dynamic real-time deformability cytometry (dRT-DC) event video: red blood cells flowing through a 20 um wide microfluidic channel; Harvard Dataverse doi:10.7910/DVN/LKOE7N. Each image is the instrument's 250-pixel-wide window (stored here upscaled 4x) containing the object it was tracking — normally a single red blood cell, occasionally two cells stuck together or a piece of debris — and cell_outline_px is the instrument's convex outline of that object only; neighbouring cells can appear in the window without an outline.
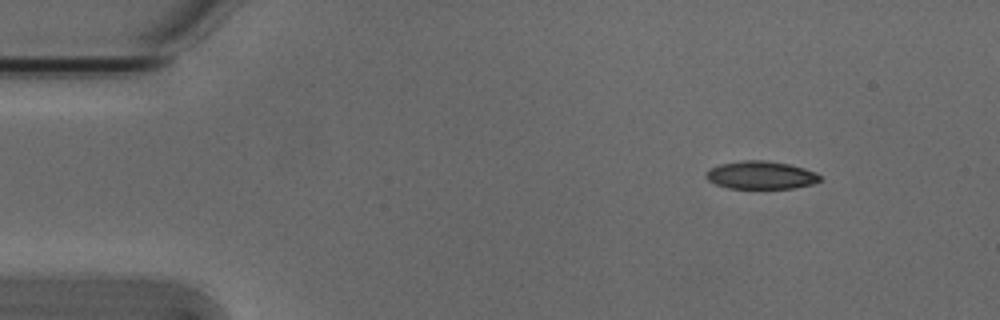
{"species": "Egyptian fruit bat (a non-hibernating species)", "species_latin": "Rousettus aegyptiacus", "temperature_condition": "cold", "stored_images_in_passage": 5, "camera_frame_rate_fps": 3000, "um_per_image_px": 0.085, "animal": {"sex": "male"}, "frame": {"image": 1, "passage_image": 1, "time_ms": 0.0, "image_size_px": [1000, 320], "cell_outline_px": [[820, 180], [812, 184], [792, 188], [728, 188], [716, 184], [708, 180], [704, 176], [712, 168], [720, 164], [744, 160], [764, 160], [788, 164], [804, 168], [816, 172], [820, 176]], "centroid_in_image_um": [64.68, 14.88], "position_along_channel_um": 20.3, "area_um2": 18.32}}
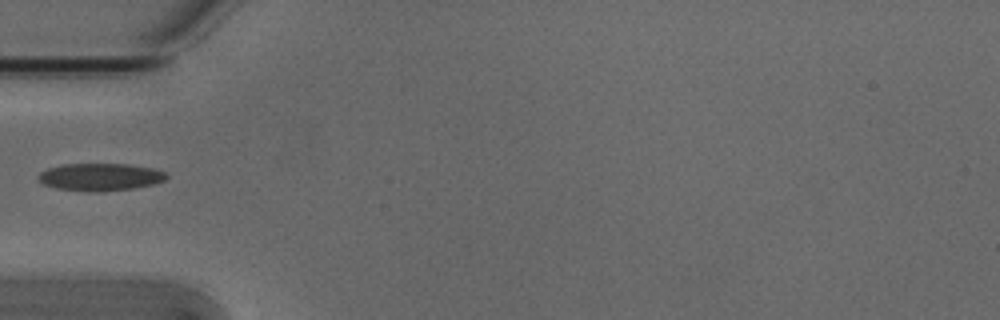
{"frame": {"image": 2, "passage_image": 4, "time_ms": 1.0, "image_size_px": [1000, 320], "cell_outline_px": [[168, 176], [164, 180], [152, 184], [136, 188], [100, 192], [88, 192], [56, 188], [44, 184], [36, 176], [40, 172], [48, 168], [64, 164], [128, 164], [152, 168], [164, 172]], "centroid_in_image_um": [8.5, 15.05], "position_along_channel_um": 76.5, "area_um2": 20.52}}
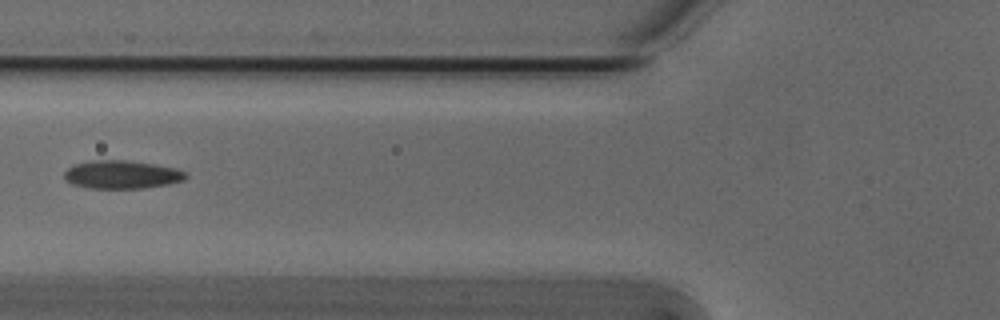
{"frame": {"image": 3, "passage_image": 5, "time_ms": 1.333, "image_size_px": [1000, 320], "cell_outline_px": [[188, 176], [184, 180], [168, 184], [144, 188], [88, 188], [72, 184], [64, 176], [64, 172], [68, 168], [76, 164], [92, 160], [124, 160], [152, 164], [176, 168], [188, 172]], "centroid_in_image_um": [10.38, 14.84], "position_along_channel_um": 115.4, "area_um2": 19.88}}